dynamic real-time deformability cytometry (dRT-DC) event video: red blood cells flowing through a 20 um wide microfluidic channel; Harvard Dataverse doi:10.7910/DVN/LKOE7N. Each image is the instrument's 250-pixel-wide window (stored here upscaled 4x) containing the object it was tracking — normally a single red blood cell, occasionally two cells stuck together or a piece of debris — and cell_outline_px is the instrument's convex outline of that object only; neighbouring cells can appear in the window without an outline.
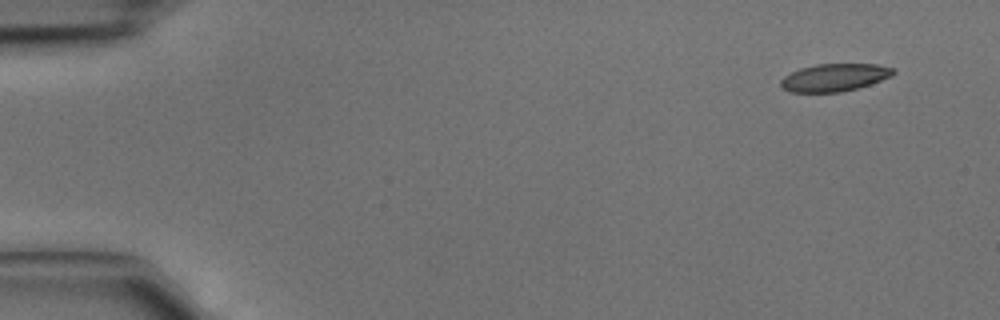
{"species": "common noctule bat (a hibernating species)", "species_latin": "Nyctalus noctula", "temperature_condition": "cold", "stored_images_in_passage": 4, "camera_frame_rate_fps": 3000, "um_per_image_px": 0.085, "animal": {"sex": "male", "body_mass_g": 15.6}, "frame": {"image": 1, "passage_image": 4, "time_ms": 1.0, "image_size_px": [1000, 320], "cell_outline_px": [[896, 72], [892, 76], [856, 88], [840, 92], [788, 92], [780, 84], [780, 80], [784, 76], [800, 68], [816, 64], [876, 64], [896, 68]], "centroid_in_image_um": [70.93, 6.58], "position_along_channel_um": 14.1, "area_um2": 18.03}}